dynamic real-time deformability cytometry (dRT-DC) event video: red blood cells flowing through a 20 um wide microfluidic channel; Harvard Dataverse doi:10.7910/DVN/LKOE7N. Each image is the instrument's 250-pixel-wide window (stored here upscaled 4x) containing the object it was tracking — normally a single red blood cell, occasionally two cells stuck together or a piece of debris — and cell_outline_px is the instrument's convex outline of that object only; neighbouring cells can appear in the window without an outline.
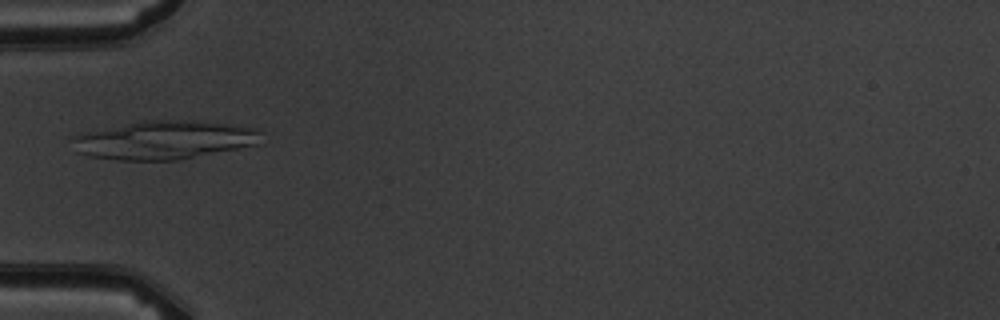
{"species": "common noctule bat (a hibernating species)", "species_latin": "Nyctalus noctula", "temperature_condition": "warm", "stored_images_in_passage": 7, "camera_frame_rate_fps": 3000, "um_per_image_px": 0.085, "animal": {"sex": "male", "body_mass_g": 19.5, "forearm_length_mm": 54.6}, "frame": {"image": 1, "passage_image": 6, "time_ms": 5.667, "image_size_px": [1000, 320], "cell_outline_px": [[260, 132], [256, 144], [180, 160], [116, 160], [92, 156], [76, 152], [68, 140], [76, 136], [140, 120], [184, 120], [224, 124], [260, 128]], "centroid_in_image_um": [13.92, 11.91], "position_along_channel_um": 71.1, "area_um2": 41.73}}